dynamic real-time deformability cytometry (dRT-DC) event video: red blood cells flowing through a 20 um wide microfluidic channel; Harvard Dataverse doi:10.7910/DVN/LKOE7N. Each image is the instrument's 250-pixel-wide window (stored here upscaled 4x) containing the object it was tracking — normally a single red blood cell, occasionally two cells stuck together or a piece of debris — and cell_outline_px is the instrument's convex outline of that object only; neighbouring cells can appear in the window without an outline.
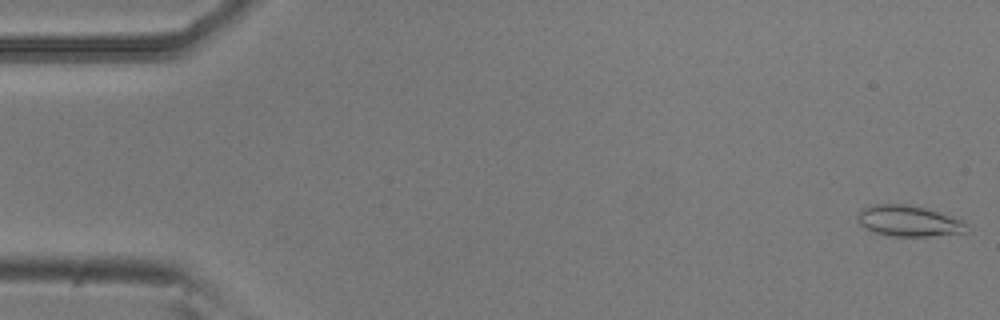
{"species": "common noctule bat (a hibernating species)", "species_latin": "Nyctalus noctula", "temperature_condition": "room temperature", "stored_images_in_passage": 53, "camera_frame_rate_fps": 3000, "um_per_image_px": 0.085, "animal": {"sex": "male", "body_mass_g": 20.5, "forearm_length_mm": 52.5}, "frame": {"image": 1, "passage_image": 1, "time_ms": 0.0, "image_size_px": [1000, 320], "cell_outline_px": [[968, 232], [928, 236], [888, 236], [872, 232], [864, 228], [856, 220], [856, 216], [860, 208], [868, 204], [908, 204], [924, 208], [964, 220], [968, 224]], "centroid_in_image_um": [77.18, 18.78], "position_along_channel_um": 7.8, "area_um2": 20.06}}
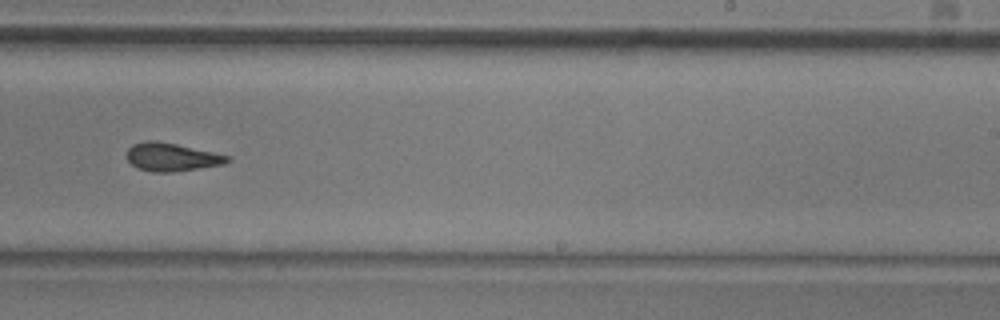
{"frame": {"image": 2, "passage_image": 33, "time_ms": 10.667, "image_size_px": [1000, 320], "cell_outline_px": [[232, 160], [224, 164], [172, 172], [152, 172], [136, 168], [128, 160], [128, 148], [132, 144], [144, 140], [156, 140], [176, 144], [232, 156]], "centroid_in_image_um": [14.6, 13.34], "position_along_channel_um": 274.4, "area_um2": 16.59}}
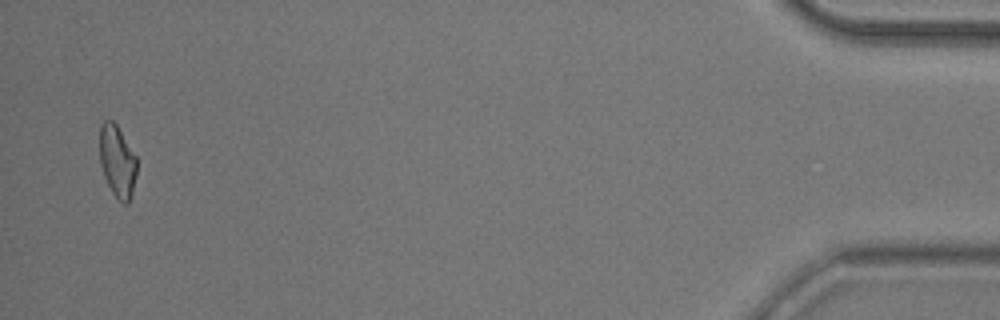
{"frame": {"image": 3, "passage_image": 52, "time_ms": 17.0, "image_size_px": [1000, 320], "cell_outline_px": [[136, 176], [132, 196], [128, 204], [124, 204], [112, 192], [104, 176], [100, 164], [100, 124], [104, 120], [112, 120], [116, 124], [136, 156]], "centroid_in_image_um": [9.97, 13.71], "position_along_channel_um": 425.2, "area_um2": 15.55}, "authors_computed_cell_mechanics": {"area_um2": 16.8776, "velocity_mm_per_s": 3.7746, "shape_relaxation_time_tau1_ms": 8.0143, "shape_relaxation_time_tau2_ms": 2.3506, "deformation_change_tau1": 0.1853, "deformation_change_tau2": 0.0853}}